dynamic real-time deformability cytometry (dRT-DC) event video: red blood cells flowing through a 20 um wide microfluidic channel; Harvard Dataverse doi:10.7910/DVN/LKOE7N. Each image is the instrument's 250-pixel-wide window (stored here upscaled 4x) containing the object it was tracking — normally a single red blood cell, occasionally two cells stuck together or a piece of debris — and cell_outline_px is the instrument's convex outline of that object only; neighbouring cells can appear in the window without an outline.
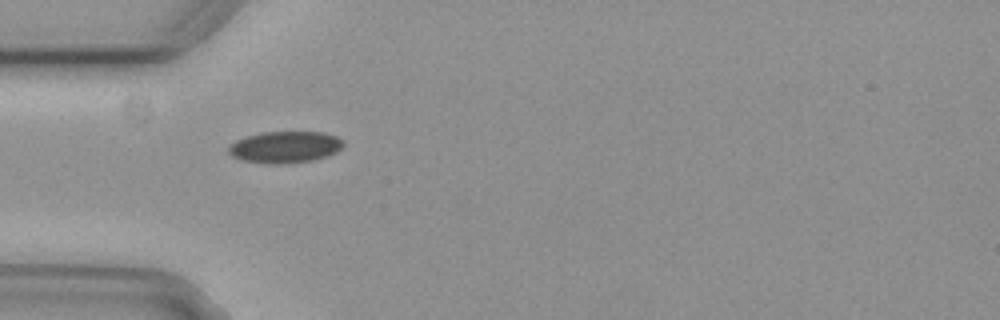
{"species": "common noctule bat (a hibernating species)", "species_latin": "Nyctalus noctula", "temperature_condition": "cold", "stored_images_in_passage": 4, "camera_frame_rate_fps": 3000, "um_per_image_px": 0.085, "animal": {"sex": "female", "body_mass_g": 29.2, "forearm_length_mm": 56.3}, "frame": {"image": 1, "passage_image": 2, "time_ms": 0.333, "image_size_px": [1000, 320], "cell_outline_px": [[344, 144], [336, 152], [328, 156], [312, 160], [288, 164], [268, 164], [240, 160], [232, 156], [228, 152], [228, 144], [236, 140], [260, 132], [324, 132], [336, 136], [344, 140]], "centroid_in_image_um": [24.21, 12.51], "position_along_channel_um": 60.8, "area_um2": 21.44}}